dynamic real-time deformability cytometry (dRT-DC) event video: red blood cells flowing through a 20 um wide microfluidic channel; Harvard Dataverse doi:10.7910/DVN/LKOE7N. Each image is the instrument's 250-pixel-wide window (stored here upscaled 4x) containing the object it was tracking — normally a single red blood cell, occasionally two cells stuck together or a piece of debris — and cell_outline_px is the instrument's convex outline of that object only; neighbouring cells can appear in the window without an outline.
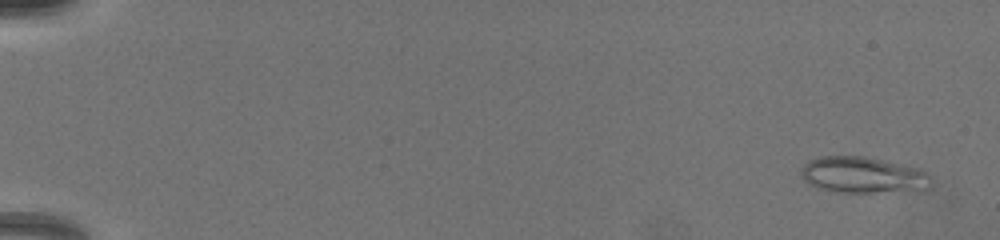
{"species": "common noctule bat (a hibernating species)", "species_latin": "Nyctalus noctula", "temperature_condition": "warm", "stored_images_in_passage": 31, "camera_frame_rate_fps": 3000, "um_per_image_px": 0.085, "animal": {"sex": "female", "body_mass_g": 19.5, "forearm_length_mm": 54.1}, "frame": {"image": 1, "passage_image": 5, "time_ms": 0.667, "image_size_px": [1000, 240], "cell_outline_px": [[932, 176], [928, 188], [872, 192], [836, 192], [816, 188], [808, 184], [800, 176], [800, 172], [804, 164], [808, 160], [820, 156], [864, 156], [904, 164], [920, 168]], "centroid_in_image_um": [73.29, 14.85], "position_along_channel_um": 11.7, "area_um2": 27.51}}